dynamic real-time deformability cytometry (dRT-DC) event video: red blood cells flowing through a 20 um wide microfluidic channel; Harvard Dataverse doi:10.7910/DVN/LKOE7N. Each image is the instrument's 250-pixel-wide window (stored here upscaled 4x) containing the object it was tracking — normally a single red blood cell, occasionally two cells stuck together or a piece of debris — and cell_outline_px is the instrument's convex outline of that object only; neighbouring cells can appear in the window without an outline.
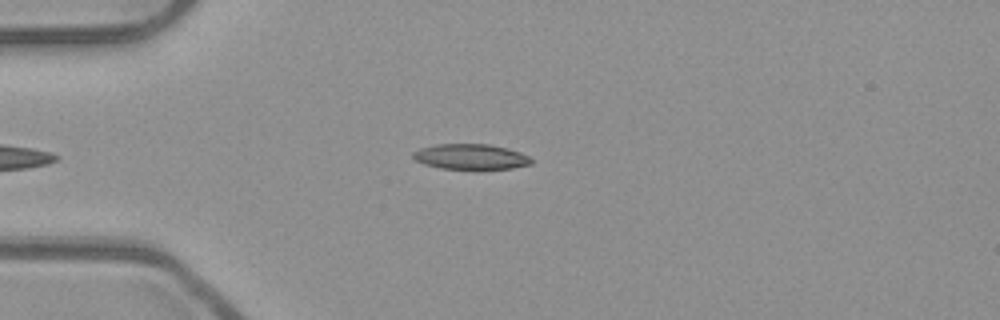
{"species": "common noctule bat (a hibernating species)", "species_latin": "Nyctalus noctula", "temperature_condition": "room temperature", "stored_images_in_passage": 31, "camera_frame_rate_fps": 3000, "um_per_image_px": 0.085, "animal": {"sex": "male", "body_mass_g": 23.1, "forearm_length_mm": 52.7}, "frame": {"image": 1, "passage_image": 2, "time_ms": 0.333, "image_size_px": [1000, 320], "cell_outline_px": [[532, 164], [512, 168], [480, 172], [476, 172], [440, 168], [424, 164], [416, 160], [412, 156], [412, 152], [420, 148], [436, 144], [488, 144], [508, 148], [520, 152], [528, 156], [532, 160]], "centroid_in_image_um": [40.03, 13.37], "position_along_channel_um": 45.0, "area_um2": 18.38}}
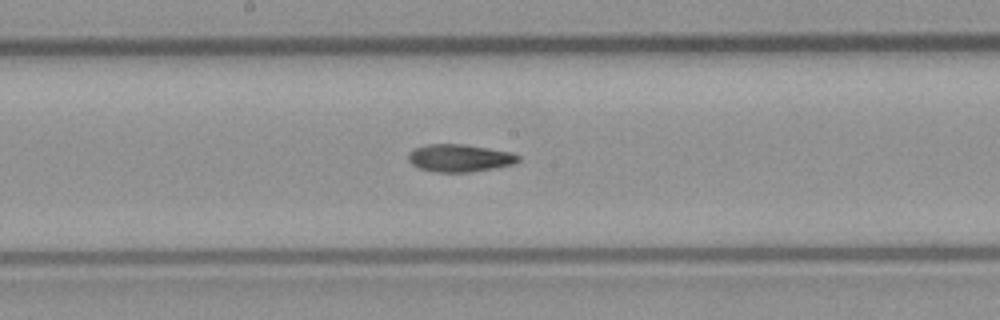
{"frame": {"image": 2, "passage_image": 16, "time_ms": 5.0, "image_size_px": [1000, 320], "cell_outline_px": [[520, 160], [516, 164], [468, 172], [436, 172], [420, 168], [412, 164], [408, 160], [408, 152], [412, 148], [428, 144], [464, 144], [512, 152], [520, 156]], "centroid_in_image_um": [39.06, 13.42], "position_along_channel_um": 209.1, "area_um2": 17.74}}
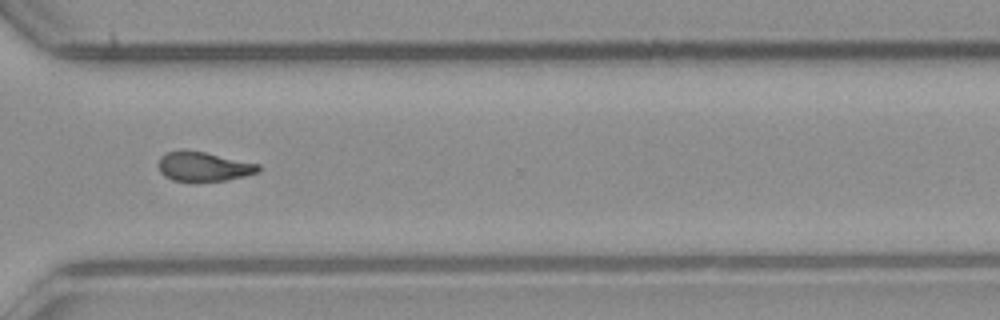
{"frame": {"image": 3, "passage_image": 27, "time_ms": 8.667, "image_size_px": [1000, 320], "cell_outline_px": [[260, 168], [256, 172], [244, 176], [224, 180], [172, 180], [164, 176], [160, 172], [160, 156], [168, 152], [180, 148], [184, 148], [204, 152], [260, 164]], "centroid_in_image_um": [17.27, 14.12], "position_along_channel_um": 353.3, "area_um2": 16.88}, "authors_computed_cell_mechanics": {"area_um2": 17.629, "velocity_mm_per_s": 3.946, "shape_relaxation_time_tau1_ms": null, "shape_relaxation_time_tau2_ms": 5.0352, "deformation_change_tau1": null, "deformation_change_tau2": 0.1359}}